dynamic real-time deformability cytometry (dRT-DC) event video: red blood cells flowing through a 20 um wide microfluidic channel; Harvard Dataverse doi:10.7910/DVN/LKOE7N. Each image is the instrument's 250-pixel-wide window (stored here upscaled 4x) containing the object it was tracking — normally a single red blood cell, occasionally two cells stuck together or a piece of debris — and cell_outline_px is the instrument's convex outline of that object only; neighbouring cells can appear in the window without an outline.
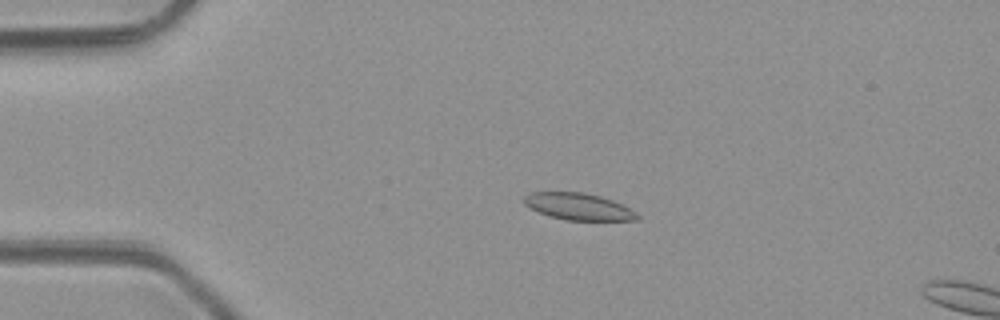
{"species": "common noctule bat (a hibernating species)", "species_latin": "Nyctalus noctula", "temperature_condition": "room temperature", "stored_images_in_passage": 4, "camera_frame_rate_fps": 3000, "um_per_image_px": 0.085, "animal": {"sex": "male", "body_mass_g": 23.1, "forearm_length_mm": 52.7}, "frame": {"image": 1, "passage_image": 3, "time_ms": 2.333, "image_size_px": [1000, 320], "cell_outline_px": [[640, 220], [564, 220], [548, 216], [524, 204], [524, 196], [528, 192], [580, 192], [600, 196], [612, 200], [636, 212], [640, 216]], "centroid_in_image_um": [49.16, 17.56], "position_along_channel_um": 35.8, "area_um2": 17.57}}